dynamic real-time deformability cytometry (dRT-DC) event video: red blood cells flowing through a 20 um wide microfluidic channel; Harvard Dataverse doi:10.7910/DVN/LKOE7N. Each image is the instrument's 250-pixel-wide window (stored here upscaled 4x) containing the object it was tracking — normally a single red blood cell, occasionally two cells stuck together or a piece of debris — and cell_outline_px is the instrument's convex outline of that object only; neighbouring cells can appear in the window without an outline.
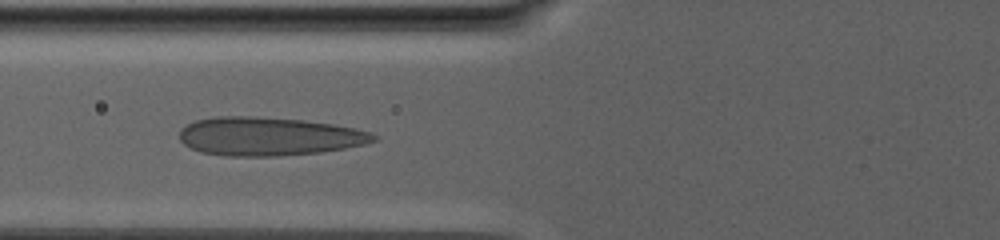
{"species": "human", "species_latin": "Homo sapiens", "temperature_condition": "warm", "stored_images_in_passage": 84, "camera_frame_rate_fps": 3000, "um_per_image_px": 0.085, "donor": {"sex": "male"}, "frame": {"image": 1, "passage_image": 32, "time_ms": 10.333, "image_size_px": [1000, 240], "cell_outline_px": [[376, 140], [364, 144], [344, 148], [320, 152], [276, 156], [228, 156], [200, 152], [184, 144], [180, 140], [180, 128], [196, 120], [216, 116], [252, 116], [304, 120], [332, 124], [356, 128], [368, 132], [376, 136]], "centroid_in_image_um": [22.81, 11.59], "position_along_channel_um": 103.0, "area_um2": 43.41}}
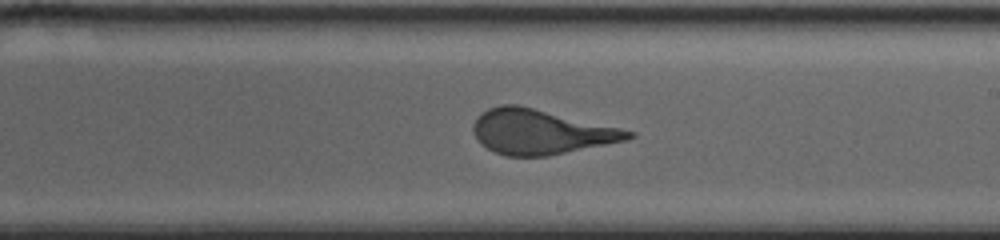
{"frame": {"image": 2, "passage_image": 50, "time_ms": 16.333, "image_size_px": [1000, 240], "cell_outline_px": [[636, 136], [628, 140], [548, 156], [504, 156], [480, 144], [472, 128], [472, 124], [476, 116], [488, 108], [500, 104], [516, 104], [620, 128], [636, 132]], "centroid_in_image_um": [45.94, 11.21], "position_along_channel_um": 243.1, "area_um2": 40.4}}
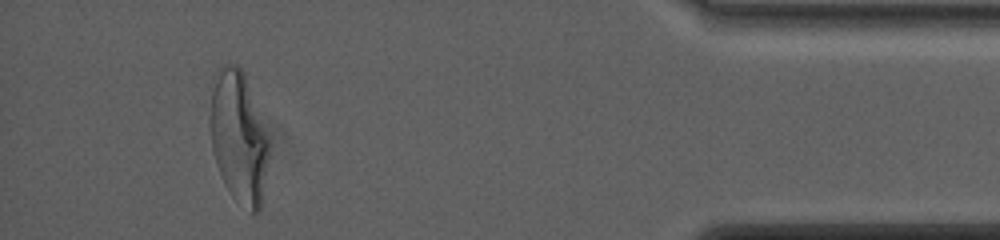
{"frame": {"image": 3, "passage_image": 78, "time_ms": 25.667, "image_size_px": [1000, 240], "cell_outline_px": [[268, 156], [260, 212], [252, 212], [236, 200], [232, 196], [224, 184], [220, 176], [212, 152], [208, 124], [208, 116], [212, 76], [220, 64], [236, 64], [244, 72], [268, 140]], "centroid_in_image_um": [20.2, 11.6], "position_along_channel_um": 415.0, "area_um2": 45.55}}